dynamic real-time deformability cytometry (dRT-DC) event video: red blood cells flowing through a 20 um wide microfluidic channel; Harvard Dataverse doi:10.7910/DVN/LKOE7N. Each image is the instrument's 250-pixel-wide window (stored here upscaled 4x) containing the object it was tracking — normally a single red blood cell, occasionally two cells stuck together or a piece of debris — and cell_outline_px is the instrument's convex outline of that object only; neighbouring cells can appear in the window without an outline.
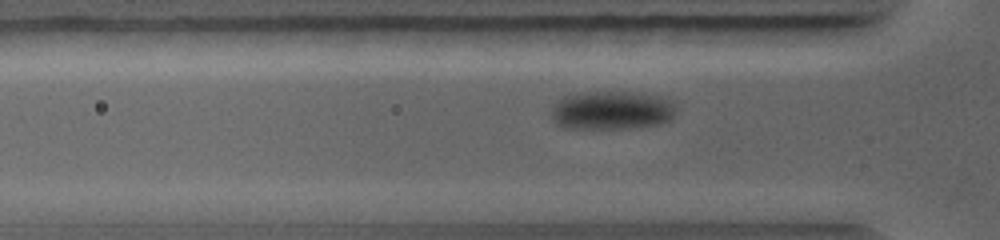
{"species": "common noctule bat (a hibernating species)", "species_latin": "Nyctalus noctula", "temperature_condition": "warm", "stored_images_in_passage": 30, "camera_frame_rate_fps": 5000, "um_per_image_px": 0.085, "animal": {"sex": "female", "body_mass_g": 19.0, "forearm_length_mm": 56.7}, "frame": {"image": 1, "passage_image": 9, "time_ms": 3.2, "image_size_px": [1000, 240], "cell_outline_px": [[676, 108], [672, 120], [660, 124], [628, 128], [564, 128], [556, 124], [552, 120], [552, 108], [564, 96], [580, 92], [640, 92], [660, 96], [672, 100]], "centroid_in_image_um": [52.04, 9.37], "position_along_channel_um": 73.8, "area_um2": 28.32}}
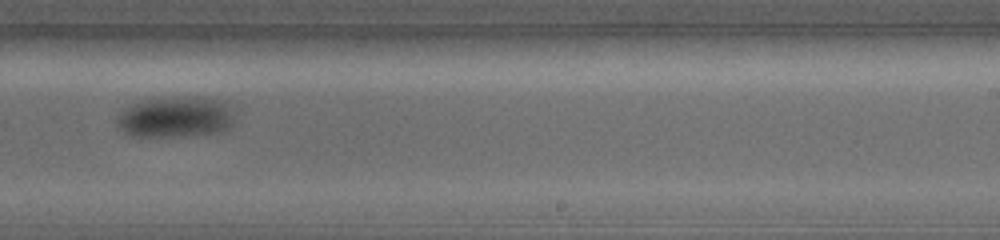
{"frame": {"image": 2, "passage_image": 18, "time_ms": 7.6, "image_size_px": [1000, 240], "cell_outline_px": [[232, 124], [228, 128], [220, 132], [188, 136], [132, 136], [124, 132], [120, 128], [116, 120], [124, 108], [132, 104], [144, 100], [180, 96], [204, 96], [224, 100], [228, 104], [232, 120]], "centroid_in_image_um": [14.94, 9.93], "position_along_channel_um": 274.1, "area_um2": 28.21}}
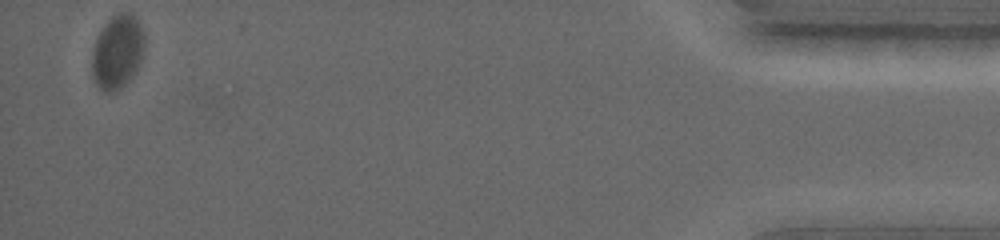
{"frame": {"image": 3, "passage_image": 30, "time_ms": 13.4, "image_size_px": [1000, 240], "cell_outline_px": [[144, 48], [140, 64], [136, 72], [116, 92], [108, 92], [100, 88], [96, 84], [92, 76], [92, 52], [96, 40], [104, 24], [112, 16], [120, 12], [132, 12], [140, 24], [144, 32]], "centroid_in_image_um": [10.0, 4.39], "position_along_channel_um": 425.2, "area_um2": 22.72}}